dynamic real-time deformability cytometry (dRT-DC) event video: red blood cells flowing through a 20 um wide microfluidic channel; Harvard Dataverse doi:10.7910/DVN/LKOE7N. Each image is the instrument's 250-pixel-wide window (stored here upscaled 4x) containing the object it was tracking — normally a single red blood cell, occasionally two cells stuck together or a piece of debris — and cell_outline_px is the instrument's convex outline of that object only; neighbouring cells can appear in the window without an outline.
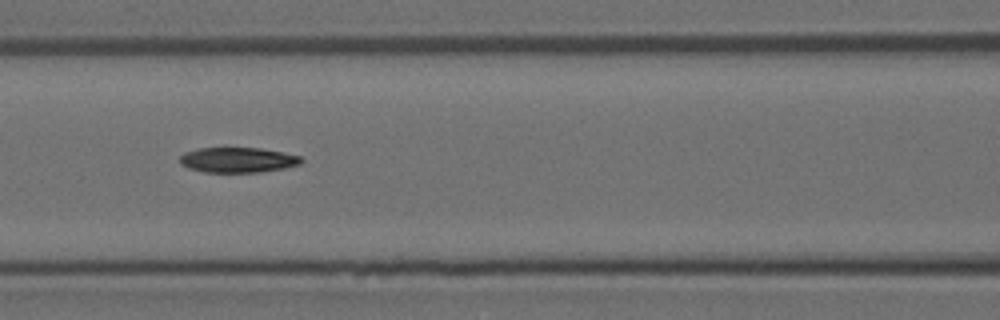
{"species": "Egyptian fruit bat (a non-hibernating species)", "species_latin": "Rousettus aegyptiacus", "temperature_condition": "room temperature", "stored_images_in_passage": 8, "camera_frame_rate_fps": 3000, "um_per_image_px": 0.085, "animal": {"sex": "female"}, "frame": {"image": 1, "passage_image": 6, "time_ms": 6.667, "image_size_px": [1000, 320], "cell_outline_px": [[304, 160], [300, 164], [284, 168], [256, 172], [204, 172], [188, 168], [180, 164], [180, 156], [184, 152], [200, 148], [224, 144], [260, 148], [284, 152], [300, 156]], "centroid_in_image_um": [20.17, 13.54], "position_along_channel_um": 146.4, "area_um2": 18.67}}